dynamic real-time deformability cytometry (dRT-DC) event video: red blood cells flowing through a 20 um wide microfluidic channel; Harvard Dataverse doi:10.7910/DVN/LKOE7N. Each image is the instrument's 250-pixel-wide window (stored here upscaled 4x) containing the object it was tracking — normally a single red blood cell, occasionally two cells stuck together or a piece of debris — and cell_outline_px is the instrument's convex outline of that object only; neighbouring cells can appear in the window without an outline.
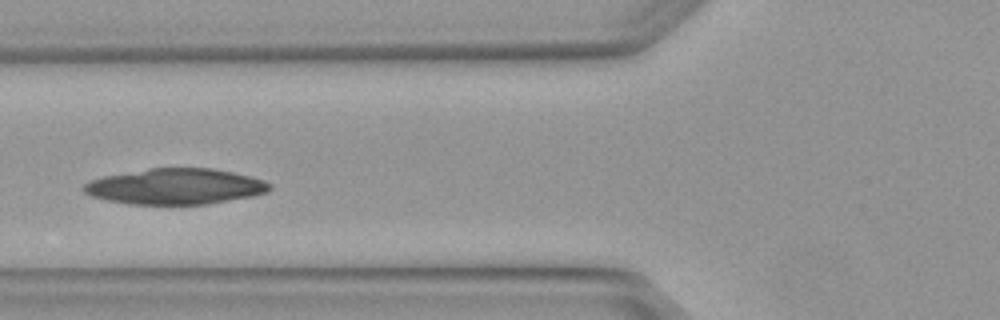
{"species": "Egyptian fruit bat (a non-hibernating species)", "species_latin": "Rousettus aegyptiacus", "temperature_condition": "warm", "stored_images_in_passage": 4, "camera_frame_rate_fps": 3000, "um_per_image_px": 0.085, "animal": {"sex": "female"}, "frame": {"image": 1, "passage_image": 4, "time_ms": 1.0, "image_size_px": [1000, 320], "cell_outline_px": [[272, 188], [268, 192], [252, 196], [208, 204], [128, 204], [108, 200], [92, 196], [84, 192], [80, 188], [84, 184], [92, 180], [104, 176], [148, 168], [212, 168], [232, 172], [264, 180], [272, 184]], "centroid_in_image_um": [14.92, 15.85], "position_along_channel_um": 110.9, "area_um2": 38.73}}